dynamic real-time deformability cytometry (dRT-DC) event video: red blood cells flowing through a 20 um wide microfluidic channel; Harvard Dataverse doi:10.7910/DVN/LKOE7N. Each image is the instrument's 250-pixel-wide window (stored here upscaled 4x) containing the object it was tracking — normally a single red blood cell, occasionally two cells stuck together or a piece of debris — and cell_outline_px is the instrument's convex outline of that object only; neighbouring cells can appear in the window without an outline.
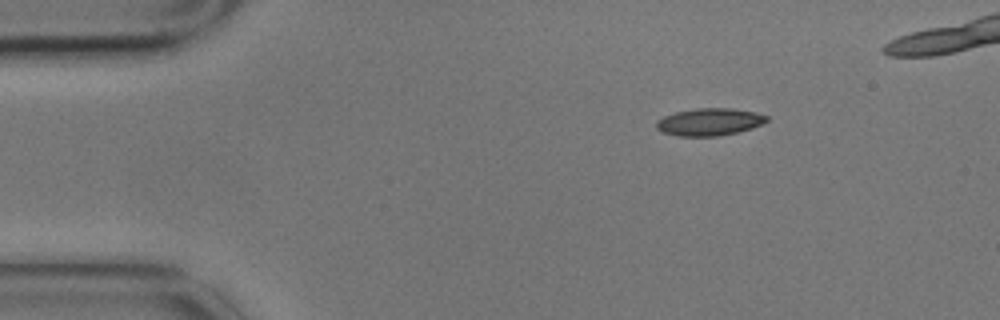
{"species": "common noctule bat (a hibernating species)", "species_latin": "Nyctalus noctula", "temperature_condition": "cold", "stored_images_in_passage": 2, "camera_frame_rate_fps": 3000, "um_per_image_px": 0.085, "animal": {"sex": "male", "body_mass_g": 17.9}, "frame": {"image": 1, "passage_image": 1, "time_ms": 0.0, "image_size_px": [1000, 320], "cell_outline_px": [[768, 120], [752, 128], [720, 136], [676, 136], [664, 132], [656, 128], [656, 120], [664, 116], [676, 112], [696, 108], [732, 108], [756, 112], [768, 116]], "centroid_in_image_um": [60.29, 10.36], "position_along_channel_um": 24.7, "area_um2": 17.57}}